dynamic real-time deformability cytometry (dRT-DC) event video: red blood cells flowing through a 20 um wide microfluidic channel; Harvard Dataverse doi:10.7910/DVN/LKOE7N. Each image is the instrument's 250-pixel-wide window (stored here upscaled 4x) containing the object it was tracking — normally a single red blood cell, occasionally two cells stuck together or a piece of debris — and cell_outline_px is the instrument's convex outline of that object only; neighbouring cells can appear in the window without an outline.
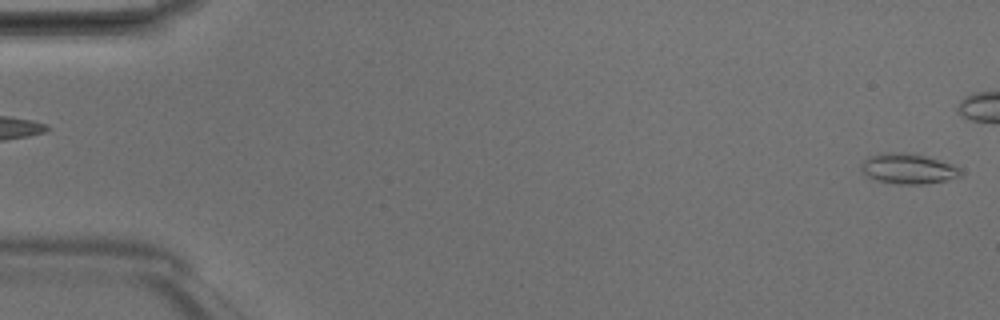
{"species": "Egyptian fruit bat (a non-hibernating species)", "species_latin": "Rousettus aegyptiacus", "temperature_condition": "room temperature", "stored_images_in_passage": 39, "camera_frame_rate_fps": 3000, "um_per_image_px": 0.085, "animal": {"sex": "male"}, "frame": {"image": 1, "passage_image": 1, "time_ms": 0.0, "image_size_px": [1000, 320], "cell_outline_px": [[960, 176], [944, 180], [924, 184], [900, 184], [876, 180], [868, 176], [860, 168], [864, 160], [868, 156], [880, 152], [904, 152], [928, 156], [952, 164], [960, 172]], "centroid_in_image_um": [77.14, 14.32], "position_along_channel_um": 7.9, "area_um2": 17.4}}
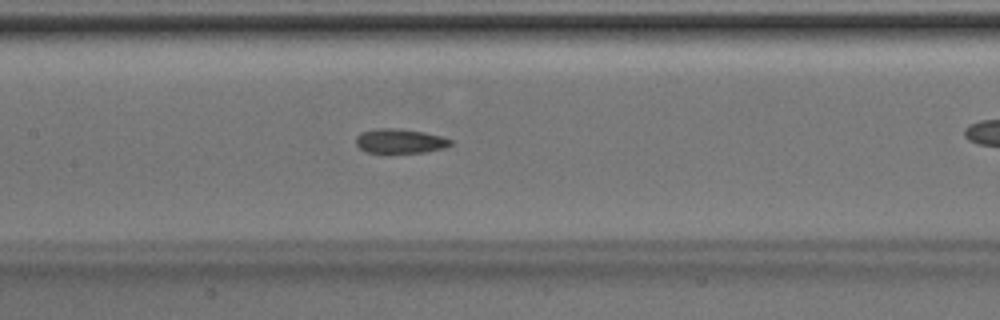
{"frame": {"image": 2, "passage_image": 23, "time_ms": 7.333, "image_size_px": [1000, 320], "cell_outline_px": [[452, 144], [444, 148], [424, 152], [368, 152], [360, 148], [356, 144], [356, 136], [360, 132], [380, 128], [396, 128], [424, 132], [440, 136], [452, 140]], "centroid_in_image_um": [33.99, 11.98], "position_along_channel_um": 173.4, "area_um2": 13.29}}
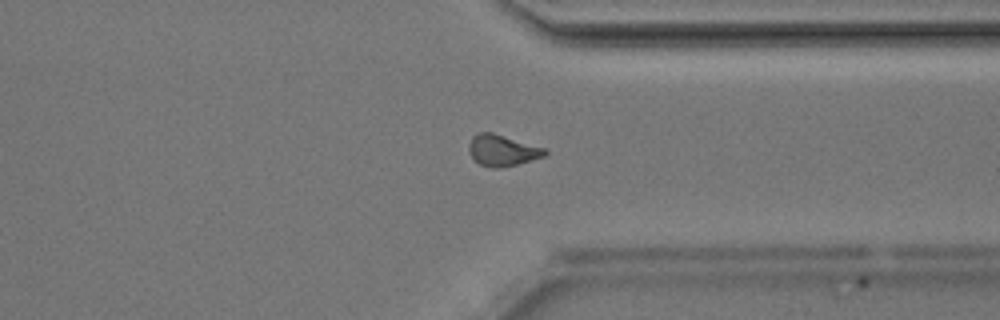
{"frame": {"image": 3, "passage_image": 37, "time_ms": 12.0, "image_size_px": [1000, 320], "cell_outline_px": [[548, 152], [544, 156], [516, 164], [500, 168], [488, 168], [480, 164], [468, 152], [468, 144], [472, 136], [480, 132], [492, 132], [544, 148]], "centroid_in_image_um": [42.65, 12.78], "position_along_channel_um": 368.7, "area_um2": 13.7}}